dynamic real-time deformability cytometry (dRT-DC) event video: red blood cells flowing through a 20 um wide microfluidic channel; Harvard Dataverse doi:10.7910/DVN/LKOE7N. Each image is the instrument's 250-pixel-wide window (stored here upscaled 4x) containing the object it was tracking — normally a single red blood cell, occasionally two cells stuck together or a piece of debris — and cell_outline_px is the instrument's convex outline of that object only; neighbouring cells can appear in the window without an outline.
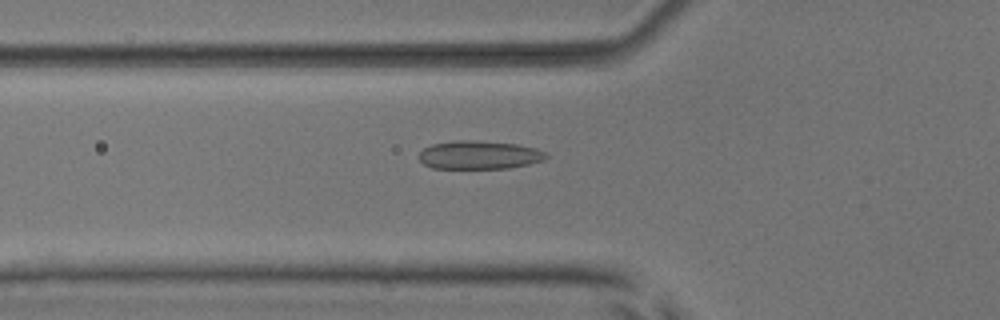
{"species": "common noctule bat (a hibernating species)", "species_latin": "Nyctalus noctula", "temperature_condition": "room temperature", "stored_images_in_passage": 36, "camera_frame_rate_fps": 3000, "um_per_image_px": 0.085, "animal": {"sex": "male", "body_mass_g": 17.9, "forearm_length_mm": 54.2}, "frame": {"image": 1, "passage_image": 6, "time_ms": 1.667, "image_size_px": [1000, 320], "cell_outline_px": [[548, 156], [544, 160], [528, 164], [508, 168], [432, 168], [424, 164], [416, 156], [424, 148], [432, 144], [460, 140], [476, 140], [516, 144], [536, 148], [544, 152]], "centroid_in_image_um": [40.71, 13.17], "position_along_channel_um": 85.1, "area_um2": 20.98}}
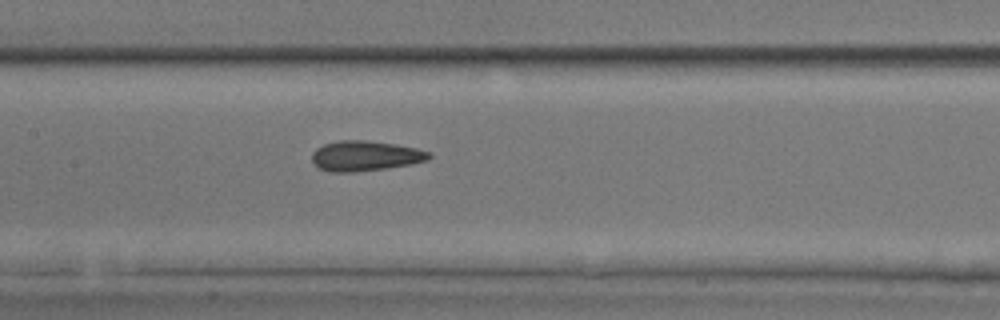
{"frame": {"image": 2, "passage_image": 13, "time_ms": 4.0, "image_size_px": [1000, 320], "cell_outline_px": [[432, 156], [428, 160], [412, 164], [384, 168], [352, 172], [332, 172], [316, 168], [312, 160], [312, 152], [316, 148], [324, 144], [340, 140], [368, 140], [396, 144], [416, 148], [432, 152]], "centroid_in_image_um": [31.04, 13.24], "position_along_channel_um": 176.4, "area_um2": 20.75}}
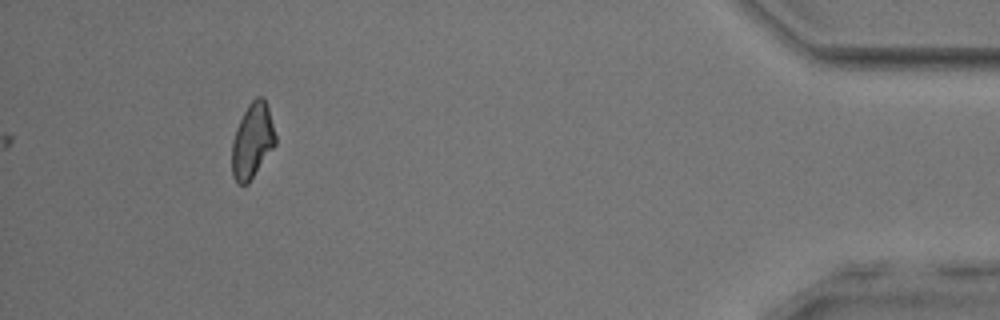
{"frame": {"image": 3, "passage_image": 36, "time_ms": 11.667, "image_size_px": [1000, 320], "cell_outline_px": [[276, 144], [248, 184], [240, 184], [232, 176], [232, 140], [236, 128], [248, 104], [256, 96], [264, 96], [268, 108], [276, 136]], "centroid_in_image_um": [21.45, 11.95], "position_along_channel_um": 413.8, "area_um2": 18.96}, "authors_computed_cell_mechanics": {"area_um2": 20.2878, "velocity_mm_per_s": 3.8987, "shape_relaxation_time_tau1_ms": 3.6672, "shape_relaxation_time_tau2_ms": 1.9256, "deformation_change_tau1": 0.1264, "deformation_change_tau2": 0.0858}}